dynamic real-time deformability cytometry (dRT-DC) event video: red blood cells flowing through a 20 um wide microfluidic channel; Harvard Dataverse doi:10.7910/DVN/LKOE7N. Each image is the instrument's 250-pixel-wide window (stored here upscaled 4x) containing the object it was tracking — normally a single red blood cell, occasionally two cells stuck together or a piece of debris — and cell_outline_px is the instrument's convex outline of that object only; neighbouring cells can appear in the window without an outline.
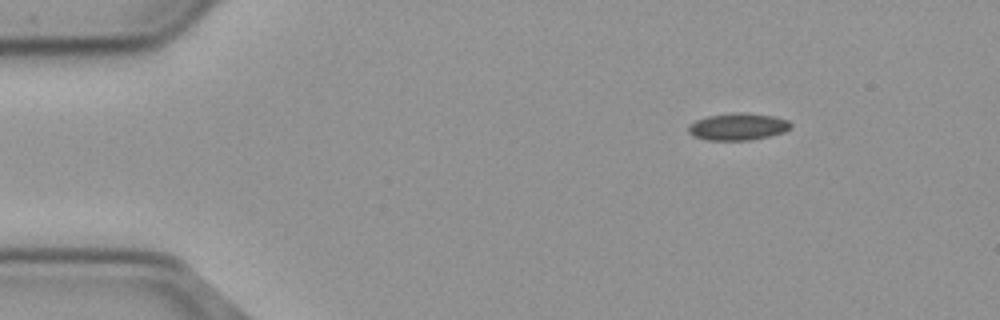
{"species": "common noctule bat (a hibernating species)", "species_latin": "Nyctalus noctula", "temperature_condition": "cold", "stored_images_in_passage": 49, "camera_frame_rate_fps": 3000, "um_per_image_px": 0.085, "animal": {"sex": "male", "body_mass_g": 23.1, "forearm_length_mm": 52.7}, "frame": {"image": 1, "passage_image": 1, "time_ms": 0.0, "image_size_px": [1000, 320], "cell_outline_px": [[792, 128], [784, 132], [768, 136], [748, 140], [708, 140], [696, 136], [688, 132], [688, 124], [696, 120], [708, 116], [732, 112], [740, 112], [772, 116], [788, 120], [792, 124]], "centroid_in_image_um": [62.73, 10.76], "position_along_channel_um": 22.3, "area_um2": 16.07}}
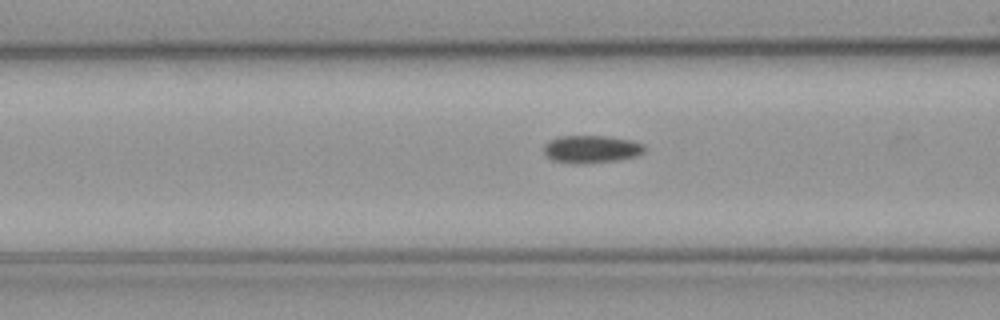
{"frame": {"image": 2, "passage_image": 15, "time_ms": 4.667, "image_size_px": [1000, 320], "cell_outline_px": [[644, 152], [636, 156], [616, 160], [580, 164], [572, 164], [552, 160], [544, 152], [544, 144], [548, 140], [556, 136], [604, 136], [632, 140], [644, 144]], "centroid_in_image_um": [50.23, 12.67], "position_along_channel_um": 116.4, "area_um2": 16.3}}
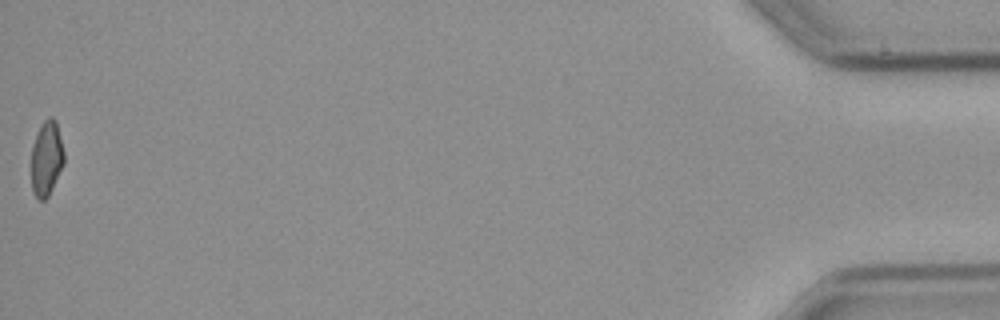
{"frame": {"image": 3, "passage_image": 49, "time_ms": 16.0, "image_size_px": [1000, 320], "cell_outline_px": [[64, 164], [48, 196], [44, 200], [40, 200], [32, 192], [32, 144], [40, 124], [48, 116], [52, 116], [56, 120], [64, 152]], "centroid_in_image_um": [3.95, 13.42], "position_along_channel_um": 431.2, "area_um2": 14.33}, "authors_computed_cell_mechanics": {"area_um2": 15.6638, "velocity_mm_per_s": 3.7016, "shape_relaxation_time_tau1_ms": 5.5035, "shape_relaxation_time_tau2_ms": 5.9208, "deformation_change_tau1": 0.105, "deformation_change_tau2": 0.0897}}